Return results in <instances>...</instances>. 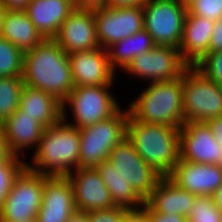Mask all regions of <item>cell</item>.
<instances>
[{"instance_id": "obj_6", "label": "cell", "mask_w": 222, "mask_h": 222, "mask_svg": "<svg viewBox=\"0 0 222 222\" xmlns=\"http://www.w3.org/2000/svg\"><path fill=\"white\" fill-rule=\"evenodd\" d=\"M112 86L114 85L75 86L62 101V120L79 129L114 116L121 108L116 97L109 91ZM66 106L71 108L70 114H73L75 121L73 123L66 117Z\"/></svg>"}, {"instance_id": "obj_39", "label": "cell", "mask_w": 222, "mask_h": 222, "mask_svg": "<svg viewBox=\"0 0 222 222\" xmlns=\"http://www.w3.org/2000/svg\"><path fill=\"white\" fill-rule=\"evenodd\" d=\"M31 0H0L7 10H25Z\"/></svg>"}, {"instance_id": "obj_1", "label": "cell", "mask_w": 222, "mask_h": 222, "mask_svg": "<svg viewBox=\"0 0 222 222\" xmlns=\"http://www.w3.org/2000/svg\"><path fill=\"white\" fill-rule=\"evenodd\" d=\"M24 84L41 89L63 101L75 87L68 54L53 38H45L24 52Z\"/></svg>"}, {"instance_id": "obj_31", "label": "cell", "mask_w": 222, "mask_h": 222, "mask_svg": "<svg viewBox=\"0 0 222 222\" xmlns=\"http://www.w3.org/2000/svg\"><path fill=\"white\" fill-rule=\"evenodd\" d=\"M194 67L207 79L222 86V50L208 52Z\"/></svg>"}, {"instance_id": "obj_27", "label": "cell", "mask_w": 222, "mask_h": 222, "mask_svg": "<svg viewBox=\"0 0 222 222\" xmlns=\"http://www.w3.org/2000/svg\"><path fill=\"white\" fill-rule=\"evenodd\" d=\"M22 77H0V122L3 123L19 109Z\"/></svg>"}, {"instance_id": "obj_26", "label": "cell", "mask_w": 222, "mask_h": 222, "mask_svg": "<svg viewBox=\"0 0 222 222\" xmlns=\"http://www.w3.org/2000/svg\"><path fill=\"white\" fill-rule=\"evenodd\" d=\"M154 46L151 35L143 28L141 31L112 44L106 50L112 69L116 71L120 68L124 71L133 58L150 51Z\"/></svg>"}, {"instance_id": "obj_47", "label": "cell", "mask_w": 222, "mask_h": 222, "mask_svg": "<svg viewBox=\"0 0 222 222\" xmlns=\"http://www.w3.org/2000/svg\"><path fill=\"white\" fill-rule=\"evenodd\" d=\"M0 136H2V123L0 122Z\"/></svg>"}, {"instance_id": "obj_13", "label": "cell", "mask_w": 222, "mask_h": 222, "mask_svg": "<svg viewBox=\"0 0 222 222\" xmlns=\"http://www.w3.org/2000/svg\"><path fill=\"white\" fill-rule=\"evenodd\" d=\"M179 134L180 160L219 165L222 148L207 122H186Z\"/></svg>"}, {"instance_id": "obj_17", "label": "cell", "mask_w": 222, "mask_h": 222, "mask_svg": "<svg viewBox=\"0 0 222 222\" xmlns=\"http://www.w3.org/2000/svg\"><path fill=\"white\" fill-rule=\"evenodd\" d=\"M53 39L68 55L101 47L96 35L94 11L75 8Z\"/></svg>"}, {"instance_id": "obj_32", "label": "cell", "mask_w": 222, "mask_h": 222, "mask_svg": "<svg viewBox=\"0 0 222 222\" xmlns=\"http://www.w3.org/2000/svg\"><path fill=\"white\" fill-rule=\"evenodd\" d=\"M187 12L193 16L217 21L222 17V0H191Z\"/></svg>"}, {"instance_id": "obj_7", "label": "cell", "mask_w": 222, "mask_h": 222, "mask_svg": "<svg viewBox=\"0 0 222 222\" xmlns=\"http://www.w3.org/2000/svg\"><path fill=\"white\" fill-rule=\"evenodd\" d=\"M183 110L186 122H208L222 116V86L207 79L194 66L182 74Z\"/></svg>"}, {"instance_id": "obj_8", "label": "cell", "mask_w": 222, "mask_h": 222, "mask_svg": "<svg viewBox=\"0 0 222 222\" xmlns=\"http://www.w3.org/2000/svg\"><path fill=\"white\" fill-rule=\"evenodd\" d=\"M143 8L144 29L156 46L179 48L187 5L178 0H147Z\"/></svg>"}, {"instance_id": "obj_44", "label": "cell", "mask_w": 222, "mask_h": 222, "mask_svg": "<svg viewBox=\"0 0 222 222\" xmlns=\"http://www.w3.org/2000/svg\"><path fill=\"white\" fill-rule=\"evenodd\" d=\"M6 11H7L6 7L0 2V33Z\"/></svg>"}, {"instance_id": "obj_14", "label": "cell", "mask_w": 222, "mask_h": 222, "mask_svg": "<svg viewBox=\"0 0 222 222\" xmlns=\"http://www.w3.org/2000/svg\"><path fill=\"white\" fill-rule=\"evenodd\" d=\"M78 213L109 209L115 206L110 192L96 168H77L68 176Z\"/></svg>"}, {"instance_id": "obj_18", "label": "cell", "mask_w": 222, "mask_h": 222, "mask_svg": "<svg viewBox=\"0 0 222 222\" xmlns=\"http://www.w3.org/2000/svg\"><path fill=\"white\" fill-rule=\"evenodd\" d=\"M167 177L178 187L197 196H211L222 185V169L217 164L179 160Z\"/></svg>"}, {"instance_id": "obj_2", "label": "cell", "mask_w": 222, "mask_h": 222, "mask_svg": "<svg viewBox=\"0 0 222 222\" xmlns=\"http://www.w3.org/2000/svg\"><path fill=\"white\" fill-rule=\"evenodd\" d=\"M79 149V129L61 119L45 128L32 156L33 165L26 166L45 176H68L79 168Z\"/></svg>"}, {"instance_id": "obj_29", "label": "cell", "mask_w": 222, "mask_h": 222, "mask_svg": "<svg viewBox=\"0 0 222 222\" xmlns=\"http://www.w3.org/2000/svg\"><path fill=\"white\" fill-rule=\"evenodd\" d=\"M188 222H222L220 210L211 196H197L187 215Z\"/></svg>"}, {"instance_id": "obj_43", "label": "cell", "mask_w": 222, "mask_h": 222, "mask_svg": "<svg viewBox=\"0 0 222 222\" xmlns=\"http://www.w3.org/2000/svg\"><path fill=\"white\" fill-rule=\"evenodd\" d=\"M68 222H89L85 213H77Z\"/></svg>"}, {"instance_id": "obj_4", "label": "cell", "mask_w": 222, "mask_h": 222, "mask_svg": "<svg viewBox=\"0 0 222 222\" xmlns=\"http://www.w3.org/2000/svg\"><path fill=\"white\" fill-rule=\"evenodd\" d=\"M137 98L127 109L139 122L179 128L185 123L182 77L149 83Z\"/></svg>"}, {"instance_id": "obj_5", "label": "cell", "mask_w": 222, "mask_h": 222, "mask_svg": "<svg viewBox=\"0 0 222 222\" xmlns=\"http://www.w3.org/2000/svg\"><path fill=\"white\" fill-rule=\"evenodd\" d=\"M128 110L122 108L111 118L79 128V168H96L110 152L127 138Z\"/></svg>"}, {"instance_id": "obj_9", "label": "cell", "mask_w": 222, "mask_h": 222, "mask_svg": "<svg viewBox=\"0 0 222 222\" xmlns=\"http://www.w3.org/2000/svg\"><path fill=\"white\" fill-rule=\"evenodd\" d=\"M46 176L25 166L16 176L0 209V222H20L37 216Z\"/></svg>"}, {"instance_id": "obj_40", "label": "cell", "mask_w": 222, "mask_h": 222, "mask_svg": "<svg viewBox=\"0 0 222 222\" xmlns=\"http://www.w3.org/2000/svg\"><path fill=\"white\" fill-rule=\"evenodd\" d=\"M126 222H149L146 215L141 211H131L127 217Z\"/></svg>"}, {"instance_id": "obj_22", "label": "cell", "mask_w": 222, "mask_h": 222, "mask_svg": "<svg viewBox=\"0 0 222 222\" xmlns=\"http://www.w3.org/2000/svg\"><path fill=\"white\" fill-rule=\"evenodd\" d=\"M197 195L178 187L167 176L162 177L144 204L151 210L187 217Z\"/></svg>"}, {"instance_id": "obj_12", "label": "cell", "mask_w": 222, "mask_h": 222, "mask_svg": "<svg viewBox=\"0 0 222 222\" xmlns=\"http://www.w3.org/2000/svg\"><path fill=\"white\" fill-rule=\"evenodd\" d=\"M94 17L97 39L104 49L144 28L142 6L96 10Z\"/></svg>"}, {"instance_id": "obj_21", "label": "cell", "mask_w": 222, "mask_h": 222, "mask_svg": "<svg viewBox=\"0 0 222 222\" xmlns=\"http://www.w3.org/2000/svg\"><path fill=\"white\" fill-rule=\"evenodd\" d=\"M215 21L187 12L183 37L179 46L182 59L189 65L197 64L207 53Z\"/></svg>"}, {"instance_id": "obj_33", "label": "cell", "mask_w": 222, "mask_h": 222, "mask_svg": "<svg viewBox=\"0 0 222 222\" xmlns=\"http://www.w3.org/2000/svg\"><path fill=\"white\" fill-rule=\"evenodd\" d=\"M131 210L120 206L109 209L89 211L85 214L89 222H126L127 215Z\"/></svg>"}, {"instance_id": "obj_3", "label": "cell", "mask_w": 222, "mask_h": 222, "mask_svg": "<svg viewBox=\"0 0 222 222\" xmlns=\"http://www.w3.org/2000/svg\"><path fill=\"white\" fill-rule=\"evenodd\" d=\"M179 127L139 122L128 114L127 138L143 160L163 177L180 160Z\"/></svg>"}, {"instance_id": "obj_36", "label": "cell", "mask_w": 222, "mask_h": 222, "mask_svg": "<svg viewBox=\"0 0 222 222\" xmlns=\"http://www.w3.org/2000/svg\"><path fill=\"white\" fill-rule=\"evenodd\" d=\"M107 0H75V6L79 10L96 11L105 9Z\"/></svg>"}, {"instance_id": "obj_41", "label": "cell", "mask_w": 222, "mask_h": 222, "mask_svg": "<svg viewBox=\"0 0 222 222\" xmlns=\"http://www.w3.org/2000/svg\"><path fill=\"white\" fill-rule=\"evenodd\" d=\"M11 155L3 136H0V163L7 160Z\"/></svg>"}, {"instance_id": "obj_16", "label": "cell", "mask_w": 222, "mask_h": 222, "mask_svg": "<svg viewBox=\"0 0 222 222\" xmlns=\"http://www.w3.org/2000/svg\"><path fill=\"white\" fill-rule=\"evenodd\" d=\"M68 59L75 86L114 84L116 75L106 49L99 47L94 50L74 52L68 55Z\"/></svg>"}, {"instance_id": "obj_28", "label": "cell", "mask_w": 222, "mask_h": 222, "mask_svg": "<svg viewBox=\"0 0 222 222\" xmlns=\"http://www.w3.org/2000/svg\"><path fill=\"white\" fill-rule=\"evenodd\" d=\"M24 52L0 36V77H22Z\"/></svg>"}, {"instance_id": "obj_25", "label": "cell", "mask_w": 222, "mask_h": 222, "mask_svg": "<svg viewBox=\"0 0 222 222\" xmlns=\"http://www.w3.org/2000/svg\"><path fill=\"white\" fill-rule=\"evenodd\" d=\"M96 170L108 188L115 206L124 207L131 211H139L144 205V200L136 193L132 186L127 183L112 167L108 160L100 163Z\"/></svg>"}, {"instance_id": "obj_24", "label": "cell", "mask_w": 222, "mask_h": 222, "mask_svg": "<svg viewBox=\"0 0 222 222\" xmlns=\"http://www.w3.org/2000/svg\"><path fill=\"white\" fill-rule=\"evenodd\" d=\"M0 36L23 52L33 49L45 39L35 28L25 10L6 11Z\"/></svg>"}, {"instance_id": "obj_23", "label": "cell", "mask_w": 222, "mask_h": 222, "mask_svg": "<svg viewBox=\"0 0 222 222\" xmlns=\"http://www.w3.org/2000/svg\"><path fill=\"white\" fill-rule=\"evenodd\" d=\"M62 102L45 91L28 85L20 93L19 108L27 116L37 118L45 128L51 127L62 119Z\"/></svg>"}, {"instance_id": "obj_42", "label": "cell", "mask_w": 222, "mask_h": 222, "mask_svg": "<svg viewBox=\"0 0 222 222\" xmlns=\"http://www.w3.org/2000/svg\"><path fill=\"white\" fill-rule=\"evenodd\" d=\"M215 205L222 210V185L211 195Z\"/></svg>"}, {"instance_id": "obj_20", "label": "cell", "mask_w": 222, "mask_h": 222, "mask_svg": "<svg viewBox=\"0 0 222 222\" xmlns=\"http://www.w3.org/2000/svg\"><path fill=\"white\" fill-rule=\"evenodd\" d=\"M76 8L75 0H31L25 9L44 38H54L61 24Z\"/></svg>"}, {"instance_id": "obj_34", "label": "cell", "mask_w": 222, "mask_h": 222, "mask_svg": "<svg viewBox=\"0 0 222 222\" xmlns=\"http://www.w3.org/2000/svg\"><path fill=\"white\" fill-rule=\"evenodd\" d=\"M141 211L146 215L149 222H188L187 217L183 215L151 211L145 204Z\"/></svg>"}, {"instance_id": "obj_15", "label": "cell", "mask_w": 222, "mask_h": 222, "mask_svg": "<svg viewBox=\"0 0 222 222\" xmlns=\"http://www.w3.org/2000/svg\"><path fill=\"white\" fill-rule=\"evenodd\" d=\"M77 213L68 177L46 176L37 222H68Z\"/></svg>"}, {"instance_id": "obj_37", "label": "cell", "mask_w": 222, "mask_h": 222, "mask_svg": "<svg viewBox=\"0 0 222 222\" xmlns=\"http://www.w3.org/2000/svg\"><path fill=\"white\" fill-rule=\"evenodd\" d=\"M147 0H107L106 8H127L143 6Z\"/></svg>"}, {"instance_id": "obj_10", "label": "cell", "mask_w": 222, "mask_h": 222, "mask_svg": "<svg viewBox=\"0 0 222 222\" xmlns=\"http://www.w3.org/2000/svg\"><path fill=\"white\" fill-rule=\"evenodd\" d=\"M188 67L178 48L155 45L150 51L133 58L124 73L152 83L180 78Z\"/></svg>"}, {"instance_id": "obj_35", "label": "cell", "mask_w": 222, "mask_h": 222, "mask_svg": "<svg viewBox=\"0 0 222 222\" xmlns=\"http://www.w3.org/2000/svg\"><path fill=\"white\" fill-rule=\"evenodd\" d=\"M222 50V17L215 21L208 52Z\"/></svg>"}, {"instance_id": "obj_38", "label": "cell", "mask_w": 222, "mask_h": 222, "mask_svg": "<svg viewBox=\"0 0 222 222\" xmlns=\"http://www.w3.org/2000/svg\"><path fill=\"white\" fill-rule=\"evenodd\" d=\"M207 123L210 126L212 133L215 135L217 142L222 148V116L211 119Z\"/></svg>"}, {"instance_id": "obj_19", "label": "cell", "mask_w": 222, "mask_h": 222, "mask_svg": "<svg viewBox=\"0 0 222 222\" xmlns=\"http://www.w3.org/2000/svg\"><path fill=\"white\" fill-rule=\"evenodd\" d=\"M45 127L37 118L27 116L20 108L2 123V136L12 155L19 156L29 147H38Z\"/></svg>"}, {"instance_id": "obj_45", "label": "cell", "mask_w": 222, "mask_h": 222, "mask_svg": "<svg viewBox=\"0 0 222 222\" xmlns=\"http://www.w3.org/2000/svg\"><path fill=\"white\" fill-rule=\"evenodd\" d=\"M20 222H37L36 217L26 220H21Z\"/></svg>"}, {"instance_id": "obj_11", "label": "cell", "mask_w": 222, "mask_h": 222, "mask_svg": "<svg viewBox=\"0 0 222 222\" xmlns=\"http://www.w3.org/2000/svg\"><path fill=\"white\" fill-rule=\"evenodd\" d=\"M107 160L143 200L151 194L163 177L143 160L128 138L112 149Z\"/></svg>"}, {"instance_id": "obj_30", "label": "cell", "mask_w": 222, "mask_h": 222, "mask_svg": "<svg viewBox=\"0 0 222 222\" xmlns=\"http://www.w3.org/2000/svg\"><path fill=\"white\" fill-rule=\"evenodd\" d=\"M26 166L19 156L11 155L7 160L0 163V209L9 194L13 182L20 171Z\"/></svg>"}, {"instance_id": "obj_46", "label": "cell", "mask_w": 222, "mask_h": 222, "mask_svg": "<svg viewBox=\"0 0 222 222\" xmlns=\"http://www.w3.org/2000/svg\"><path fill=\"white\" fill-rule=\"evenodd\" d=\"M178 1H180V2H182V3L187 5L191 0H178Z\"/></svg>"}, {"instance_id": "obj_48", "label": "cell", "mask_w": 222, "mask_h": 222, "mask_svg": "<svg viewBox=\"0 0 222 222\" xmlns=\"http://www.w3.org/2000/svg\"><path fill=\"white\" fill-rule=\"evenodd\" d=\"M219 165H220V167L222 169V157L220 158Z\"/></svg>"}]
</instances>
